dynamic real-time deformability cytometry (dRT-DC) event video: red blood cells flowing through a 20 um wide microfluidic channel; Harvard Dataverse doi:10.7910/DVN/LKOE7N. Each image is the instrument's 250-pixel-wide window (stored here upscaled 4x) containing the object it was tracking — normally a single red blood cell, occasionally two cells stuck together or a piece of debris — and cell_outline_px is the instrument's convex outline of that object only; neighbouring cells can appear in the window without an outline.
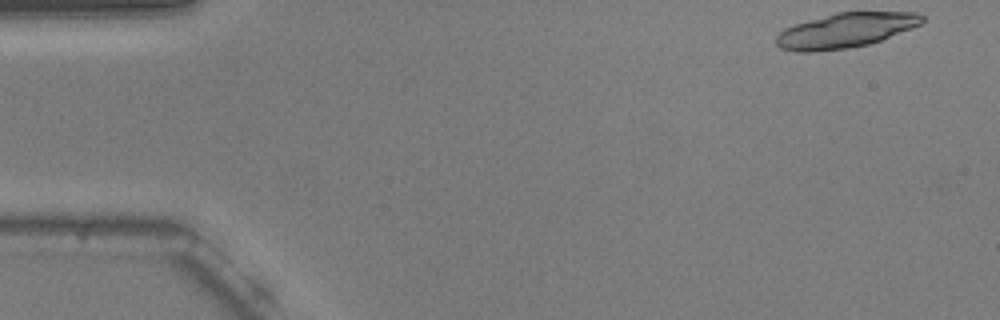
{"species": "common noctule bat (a hibernating species)", "species_latin": "Nyctalus noctula", "temperature_condition": "warm", "stored_images_in_passage": 14, "camera_frame_rate_fps": 3000, "um_per_image_px": 0.085, "animal": {"sex": "male", "body_mass_g": 20.5, "forearm_length_mm": 52.5}, "frame": {"image": 1, "passage_image": 1, "time_ms": 0.0, "image_size_px": [1000, 320], "cell_outline_px": [[924, 20], [920, 24], [912, 28], [880, 40], [868, 44], [848, 48], [812, 52], [796, 52], [780, 48], [776, 44], [776, 36], [784, 28], [796, 24], [836, 12], [920, 12], [924, 16]], "centroid_in_image_um": [71.86, 2.58], "position_along_channel_um": 13.1, "area_um2": 29.42}}